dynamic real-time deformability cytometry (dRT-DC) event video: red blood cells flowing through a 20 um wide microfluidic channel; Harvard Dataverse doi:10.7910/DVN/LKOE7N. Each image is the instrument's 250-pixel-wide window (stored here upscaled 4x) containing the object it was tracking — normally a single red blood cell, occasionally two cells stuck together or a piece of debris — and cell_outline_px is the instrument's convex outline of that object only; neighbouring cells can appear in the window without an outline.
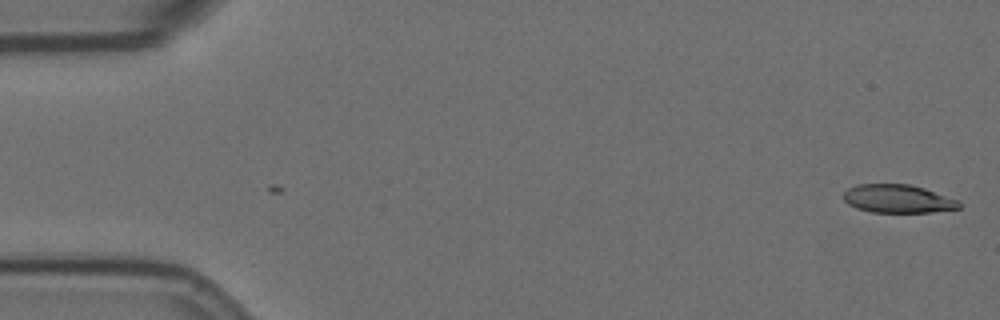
{"species": "Egyptian fruit bat (a non-hibernating species)", "species_latin": "Rousettus aegyptiacus", "temperature_condition": "room temperature", "stored_images_in_passage": 2, "camera_frame_rate_fps": 3000, "um_per_image_px": 0.085, "animal": {"sex": "female"}, "frame": {"image": 1, "passage_image": 2, "time_ms": 0.333, "image_size_px": [1000, 320], "cell_outline_px": [[960, 208], [932, 212], [872, 212], [856, 208], [848, 204], [844, 200], [844, 192], [848, 188], [856, 184], [908, 184], [924, 188], [960, 200]], "centroid_in_image_um": [76.32, 16.89], "position_along_channel_um": 8.7, "area_um2": 19.07}}